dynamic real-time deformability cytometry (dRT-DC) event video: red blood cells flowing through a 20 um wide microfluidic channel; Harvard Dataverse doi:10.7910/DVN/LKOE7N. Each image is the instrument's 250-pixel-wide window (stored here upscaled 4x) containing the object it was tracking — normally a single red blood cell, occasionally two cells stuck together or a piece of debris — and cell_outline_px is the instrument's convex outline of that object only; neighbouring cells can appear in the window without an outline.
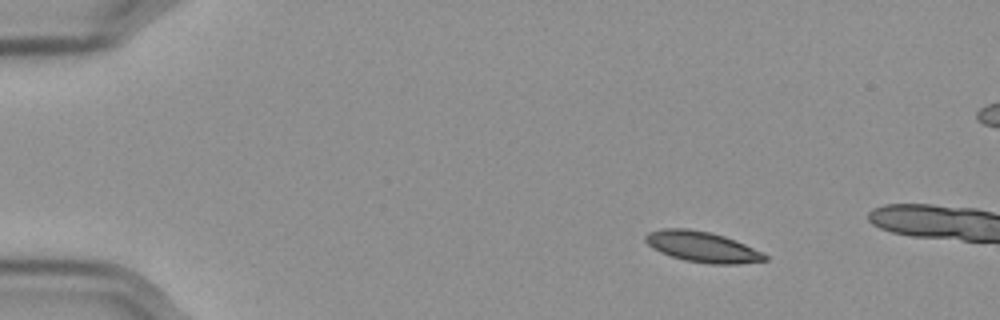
{"species": "Egyptian fruit bat (a non-hibernating species)", "species_latin": "Rousettus aegyptiacus", "temperature_condition": "cold", "stored_images_in_passage": 8, "camera_frame_rate_fps": 3000, "um_per_image_px": 0.085, "frame": {"image": 1, "passage_image": 1, "time_ms": 0.0, "image_size_px": [1000, 320], "cell_outline_px": [[768, 260], [736, 264], [712, 264], [684, 260], [660, 252], [652, 248], [644, 240], [644, 236], [648, 232], [660, 228], [688, 228], [712, 232], [736, 240], [764, 252], [768, 256]], "centroid_in_image_um": [59.7, 20.97], "position_along_channel_um": 25.3, "area_um2": 21.56}}